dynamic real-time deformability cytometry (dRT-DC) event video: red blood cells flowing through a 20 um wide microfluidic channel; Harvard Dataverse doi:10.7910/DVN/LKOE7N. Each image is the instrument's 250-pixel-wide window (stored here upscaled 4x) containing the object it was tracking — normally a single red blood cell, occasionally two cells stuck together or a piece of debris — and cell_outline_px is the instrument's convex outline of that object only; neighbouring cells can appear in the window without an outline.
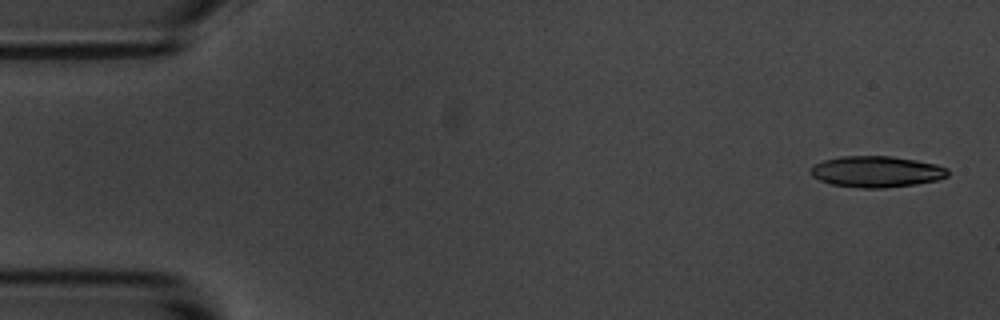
{"species": "common noctule bat (a hibernating species)", "species_latin": "Nyctalus noctula", "temperature_condition": "room temperature", "stored_images_in_passage": 4, "camera_frame_rate_fps": 3000, "um_per_image_px": 0.085, "animal": {"sex": "male", "body_mass_g": 20.1, "forearm_length_mm": 53.5}, "frame": {"image": 1, "passage_image": 1, "time_ms": 0.0, "image_size_px": [1000, 320], "cell_outline_px": [[948, 176], [936, 180], [916, 184], [884, 188], [864, 188], [832, 184], [820, 180], [812, 176], [808, 172], [808, 168], [812, 164], [824, 160], [840, 156], [892, 156], [916, 160], [936, 164], [948, 168]], "centroid_in_image_um": [74.46, 14.58], "position_along_channel_um": 10.5, "area_um2": 25.09}}
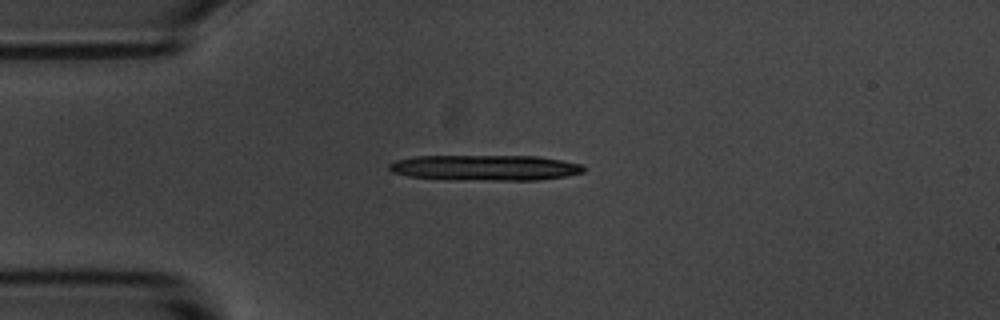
{"frame": {"image": 2, "passage_image": 4, "time_ms": 1.0, "image_size_px": [1000, 320], "cell_outline_px": [[584, 172], [568, 176], [536, 180], [492, 180], [408, 176], [392, 172], [388, 168], [388, 164], [396, 160], [412, 156], [540, 156], [584, 164]], "centroid_in_image_um": [41.31, 14.24], "position_along_channel_um": 43.7, "area_um2": 28.78}}